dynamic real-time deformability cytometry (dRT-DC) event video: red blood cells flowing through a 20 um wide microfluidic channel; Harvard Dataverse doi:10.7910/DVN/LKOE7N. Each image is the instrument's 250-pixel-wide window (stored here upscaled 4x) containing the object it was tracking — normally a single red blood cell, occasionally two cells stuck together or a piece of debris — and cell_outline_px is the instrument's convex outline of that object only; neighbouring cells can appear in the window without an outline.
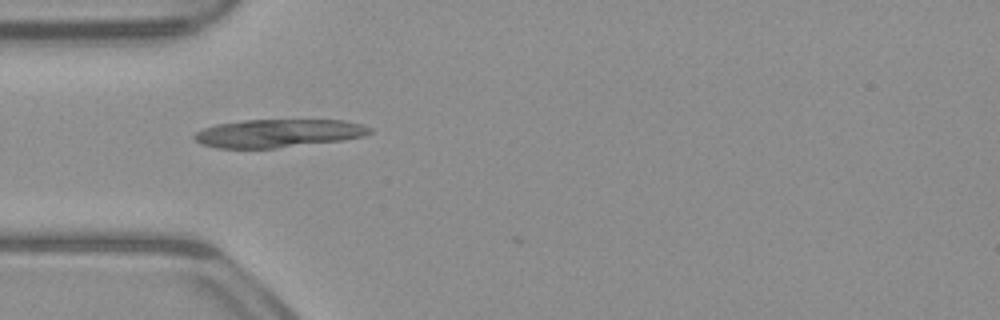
{"species": "common noctule bat (a hibernating species)", "species_latin": "Nyctalus noctula", "temperature_condition": "warm", "stored_images_in_passage": 4, "camera_frame_rate_fps": 3000, "um_per_image_px": 0.085, "animal": {"sex": "male", "body_mass_g": 23.1, "forearm_length_mm": 52.7}, "frame": {"image": 1, "passage_image": 3, "time_ms": 0.667, "image_size_px": [1000, 320], "cell_outline_px": [[372, 132], [364, 136], [344, 140], [276, 148], [216, 148], [200, 144], [192, 136], [196, 132], [204, 128], [216, 124], [244, 120], [344, 120], [360, 124], [372, 128]], "centroid_in_image_um": [23.64, 11.33], "position_along_channel_um": 61.4, "area_um2": 28.84}}